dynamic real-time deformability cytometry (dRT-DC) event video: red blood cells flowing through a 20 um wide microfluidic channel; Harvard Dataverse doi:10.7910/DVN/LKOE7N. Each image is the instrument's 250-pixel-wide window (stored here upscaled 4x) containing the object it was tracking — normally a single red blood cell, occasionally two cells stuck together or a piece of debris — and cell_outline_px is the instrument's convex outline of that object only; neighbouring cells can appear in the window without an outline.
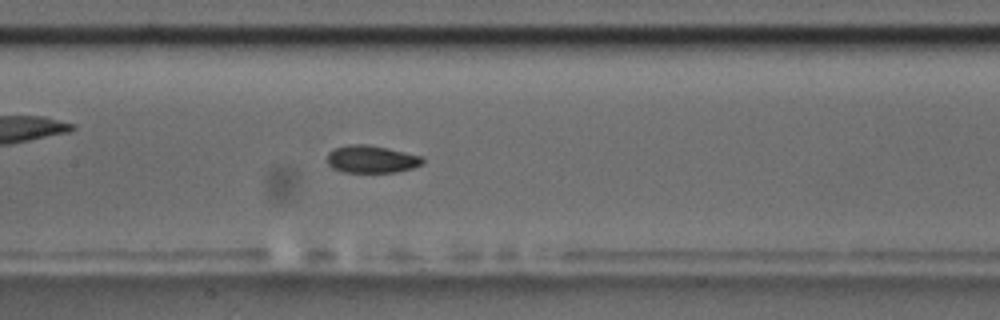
{"species": "common noctule bat (a hibernating species)", "species_latin": "Nyctalus noctula", "temperature_condition": "room temperature", "stored_images_in_passage": 41, "camera_frame_rate_fps": 3000, "um_per_image_px": 0.085, "animal": {"sex": "male", "body_mass_g": 17.5, "forearm_length_mm": 52.3}, "frame": {"image": 1, "passage_image": 18, "time_ms": 5.667, "image_size_px": [1000, 320], "cell_outline_px": [[424, 164], [412, 168], [396, 172], [344, 172], [332, 168], [328, 164], [328, 152], [332, 148], [348, 144], [368, 144], [388, 148], [424, 156]], "centroid_in_image_um": [31.59, 13.52], "position_along_channel_um": 175.8, "area_um2": 15.55}, "authors_computed_cell_mechanics": {"area_um2": 15.606, "velocity_mm_per_s": 3.6394, "shape_relaxation_time_tau1_ms": 7.077, "shape_relaxation_time_tau2_ms": 3.4115, "deformation_change_tau1": 0.1283, "deformation_change_tau2": 0.0654}}